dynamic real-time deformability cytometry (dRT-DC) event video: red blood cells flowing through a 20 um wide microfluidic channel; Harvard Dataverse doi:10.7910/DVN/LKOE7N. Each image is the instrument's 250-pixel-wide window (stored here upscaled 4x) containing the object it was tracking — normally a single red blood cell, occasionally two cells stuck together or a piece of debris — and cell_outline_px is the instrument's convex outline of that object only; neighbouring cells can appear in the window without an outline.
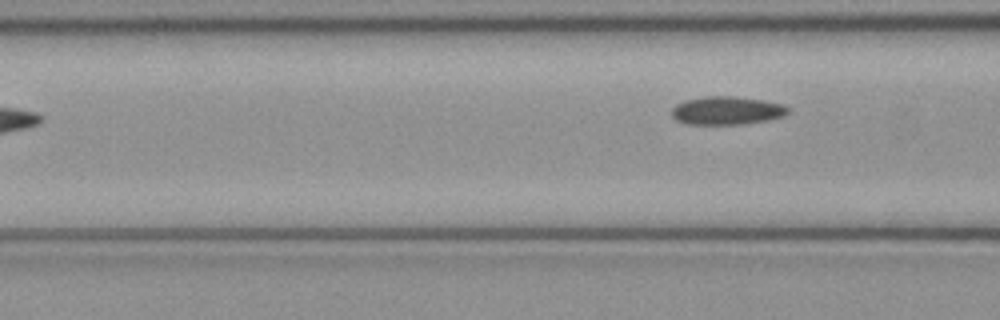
{"species": "common noctule bat (a hibernating species)", "species_latin": "Nyctalus noctula", "temperature_condition": "cold", "stored_images_in_passage": 3, "camera_frame_rate_fps": 3000, "um_per_image_px": 0.085, "animal": {"sex": "female", "body_mass_g": 21.9}, "frame": {"image": 1, "passage_image": 3, "time_ms": 0.667, "image_size_px": [1000, 320], "cell_outline_px": [[788, 112], [784, 116], [768, 120], [744, 124], [688, 124], [676, 120], [672, 116], [672, 108], [676, 104], [684, 100], [704, 96], [732, 96], [764, 100], [784, 104], [788, 108]], "centroid_in_image_um": [61.78, 9.39], "position_along_channel_um": 104.8, "area_um2": 19.25}}